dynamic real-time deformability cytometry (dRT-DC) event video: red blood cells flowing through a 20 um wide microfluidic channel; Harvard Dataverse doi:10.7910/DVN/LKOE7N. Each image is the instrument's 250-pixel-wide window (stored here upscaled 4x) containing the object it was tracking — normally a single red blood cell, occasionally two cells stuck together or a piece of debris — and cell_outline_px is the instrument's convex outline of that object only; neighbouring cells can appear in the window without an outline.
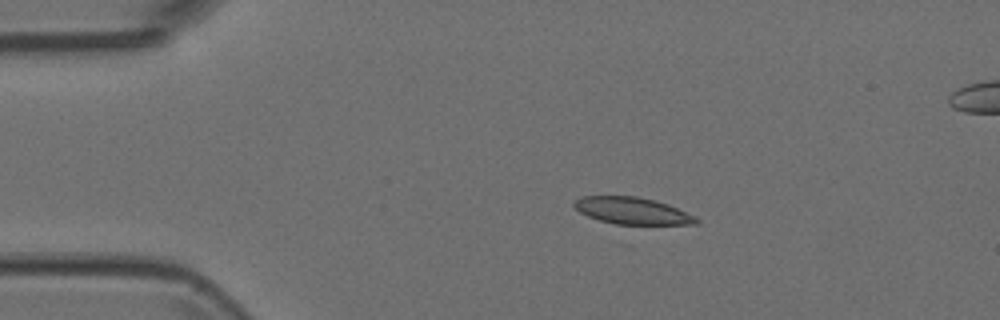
{"species": "Egyptian fruit bat (a non-hibernating species)", "species_latin": "Rousettus aegyptiacus", "temperature_condition": "room temperature", "stored_images_in_passage": 3, "camera_frame_rate_fps": 3000, "um_per_image_px": 0.085, "animal": {"sex": "female"}, "frame": {"image": 1, "passage_image": 1, "time_ms": 0.0, "image_size_px": [1000, 320], "cell_outline_px": [[700, 224], [616, 224], [600, 220], [588, 216], [580, 212], [572, 204], [580, 196], [636, 196], [656, 200], [668, 204], [700, 220]], "centroid_in_image_um": [53.72, 17.91], "position_along_channel_um": 31.3, "area_um2": 18.9}}
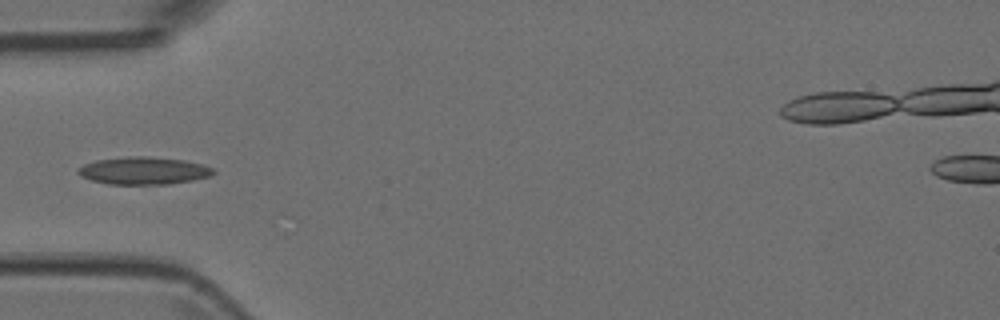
{"frame": {"image": 2, "passage_image": 3, "time_ms": 0.667, "image_size_px": [1000, 320], "cell_outline_px": [[216, 172], [212, 176], [192, 180], [168, 184], [108, 184], [92, 180], [80, 176], [76, 172], [76, 168], [84, 164], [96, 160], [128, 156], [148, 156], [184, 160], [200, 164], [212, 168]], "centroid_in_image_um": [12.18, 14.5], "position_along_channel_um": 72.8, "area_um2": 21.73}}